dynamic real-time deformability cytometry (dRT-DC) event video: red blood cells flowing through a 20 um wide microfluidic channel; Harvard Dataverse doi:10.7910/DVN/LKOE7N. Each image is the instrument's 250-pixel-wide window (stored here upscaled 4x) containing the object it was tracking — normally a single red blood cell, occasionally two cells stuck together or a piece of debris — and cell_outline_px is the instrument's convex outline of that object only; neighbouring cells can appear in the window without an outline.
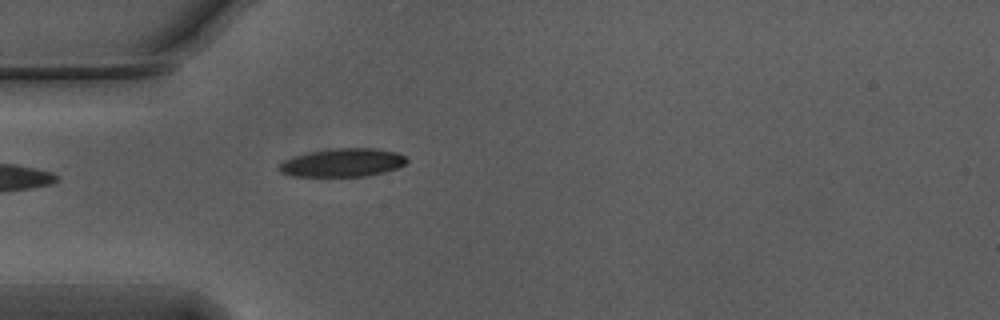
{"species": "Egyptian fruit bat (a non-hibernating species)", "species_latin": "Rousettus aegyptiacus", "temperature_condition": "warm", "stored_images_in_passage": 23, "camera_frame_rate_fps": 3000, "um_per_image_px": 0.085, "animal": {"sex": "male"}, "frame": {"image": 1, "passage_image": 2, "time_ms": 0.333, "image_size_px": [1000, 320], "cell_outline_px": [[408, 160], [404, 164], [396, 168], [384, 172], [364, 176], [296, 176], [284, 172], [280, 168], [280, 164], [284, 160], [296, 156], [312, 152], [332, 148], [376, 148], [396, 152], [404, 156]], "centroid_in_image_um": [29.18, 13.81], "position_along_channel_um": 55.8, "area_um2": 20.58}}
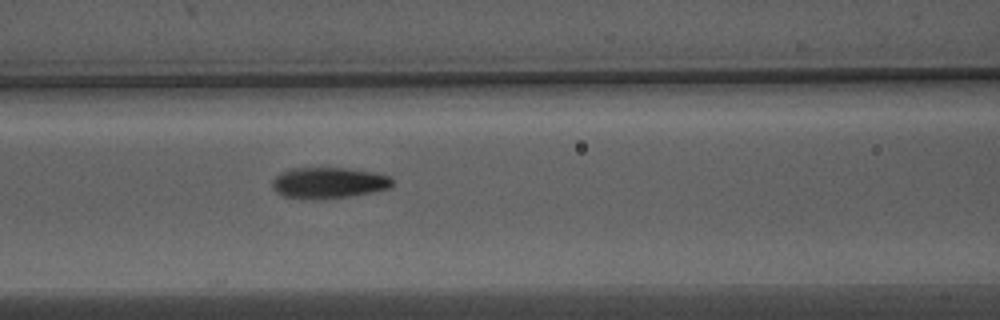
{"frame": {"image": 2, "passage_image": 9, "time_ms": 2.667, "image_size_px": [1000, 320], "cell_outline_px": [[392, 184], [388, 188], [372, 192], [348, 196], [284, 196], [276, 192], [272, 188], [272, 180], [280, 172], [292, 168], [344, 168], [372, 172], [388, 176], [392, 180]], "centroid_in_image_um": [27.91, 15.49], "position_along_channel_um": 138.7, "area_um2": 20.63}}
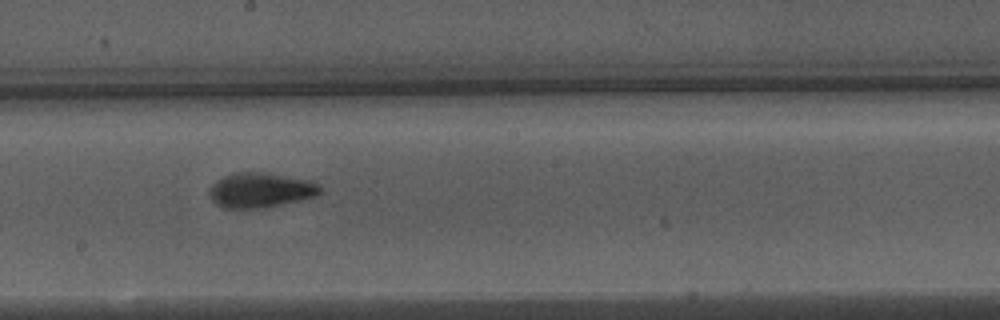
{"frame": {"image": 3, "passage_image": 16, "time_ms": 5.0, "image_size_px": [1000, 320], "cell_outline_px": [[320, 192], [316, 196], [300, 200], [264, 208], [224, 208], [216, 204], [212, 200], [208, 188], [216, 180], [232, 172], [268, 172], [312, 180], [320, 188]], "centroid_in_image_um": [22.12, 16.15], "position_along_channel_um": 226.1, "area_um2": 22.72}}